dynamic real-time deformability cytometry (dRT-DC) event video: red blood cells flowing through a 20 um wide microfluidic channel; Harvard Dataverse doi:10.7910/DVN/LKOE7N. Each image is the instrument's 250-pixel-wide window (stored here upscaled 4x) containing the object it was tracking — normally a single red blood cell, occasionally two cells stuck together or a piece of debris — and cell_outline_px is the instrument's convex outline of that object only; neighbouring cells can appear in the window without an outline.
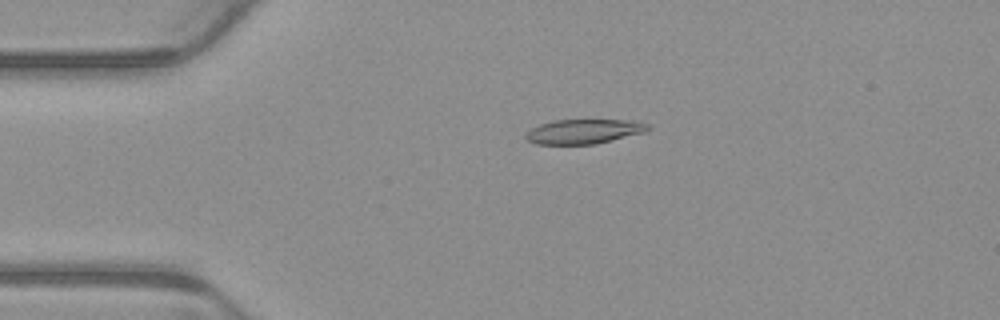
{"species": "common noctule bat (a hibernating species)", "species_latin": "Nyctalus noctula", "temperature_condition": "warm", "stored_images_in_passage": 4, "camera_frame_rate_fps": 3000, "um_per_image_px": 0.085, "animal": {"sex": "male", "body_mass_g": 23.1, "forearm_length_mm": 52.7}, "frame": {"image": 1, "passage_image": 3, "time_ms": 0.667, "image_size_px": [1000, 320], "cell_outline_px": [[652, 128], [644, 132], [596, 144], [536, 144], [528, 140], [524, 136], [532, 128], [540, 124], [552, 120], [636, 120], [648, 124]], "centroid_in_image_um": [49.65, 11.17], "position_along_channel_um": 35.3, "area_um2": 17.46}}